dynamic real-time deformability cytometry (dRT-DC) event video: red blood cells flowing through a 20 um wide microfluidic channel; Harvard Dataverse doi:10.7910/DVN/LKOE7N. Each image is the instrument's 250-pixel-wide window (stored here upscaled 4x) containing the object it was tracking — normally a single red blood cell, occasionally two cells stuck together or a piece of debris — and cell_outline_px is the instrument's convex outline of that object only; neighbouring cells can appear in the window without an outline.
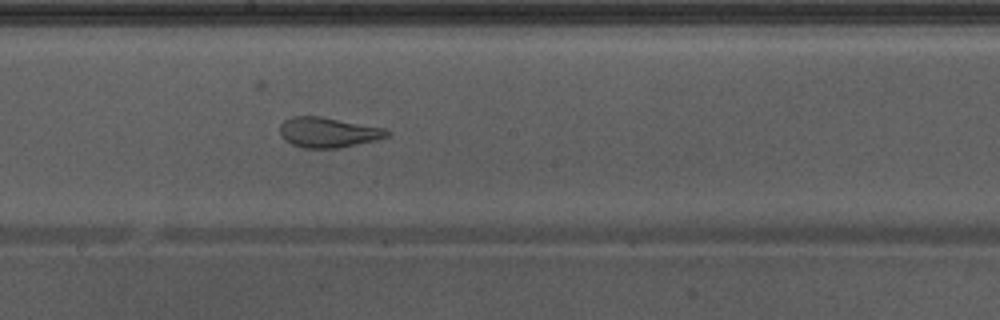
{"species": "Egyptian fruit bat (a non-hibernating species)", "species_latin": "Rousettus aegyptiacus", "temperature_condition": "warm", "stored_images_in_passage": 52, "segment_of_instrument_passage": [2, 2], "camera_frame_rate_fps": 3000, "um_per_image_px": 0.085, "animal": {"sex": "male"}, "frame": {"image": 1, "passage_image": 27, "time_ms": 8.667, "image_size_px": [1000, 320], "cell_outline_px": [[388, 136], [376, 140], [340, 148], [304, 148], [292, 144], [284, 140], [280, 136], [280, 124], [284, 120], [292, 116], [320, 116], [384, 128], [388, 132]], "centroid_in_image_um": [27.84, 11.25], "position_along_channel_um": 220.4, "area_um2": 18.79}}
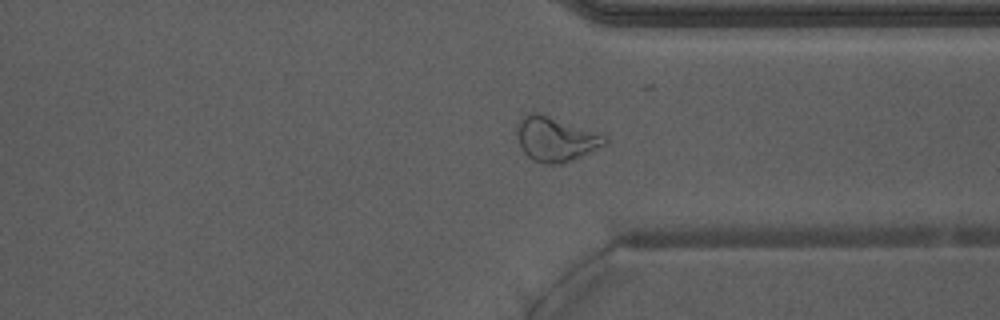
{"frame": {"image": 2, "passage_image": 38, "time_ms": 12.333, "image_size_px": [1000, 320], "cell_outline_px": [[608, 140], [604, 144], [564, 164], [544, 164], [532, 160], [520, 148], [516, 136], [516, 132], [520, 120], [524, 116], [532, 112], [540, 112], [600, 132]], "centroid_in_image_um": [47.2, 11.81], "position_along_channel_um": 364.2, "area_um2": 22.95}}
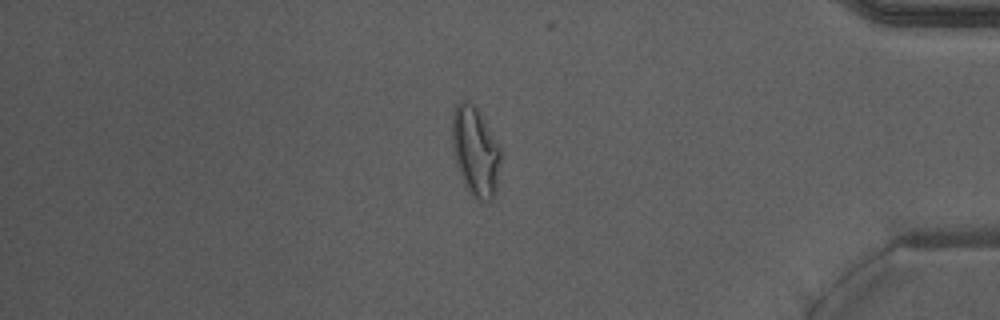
{"frame": {"image": 3, "passage_image": 43, "time_ms": 14.0, "image_size_px": [1000, 320], "cell_outline_px": [[500, 160], [496, 196], [492, 200], [484, 204], [476, 200], [472, 196], [464, 184], [456, 164], [452, 144], [452, 116], [456, 104], [460, 100], [464, 100], [472, 104], [480, 112], [500, 148]], "centroid_in_image_um": [40.41, 12.93], "position_along_channel_um": 394.8, "area_um2": 25.49}}